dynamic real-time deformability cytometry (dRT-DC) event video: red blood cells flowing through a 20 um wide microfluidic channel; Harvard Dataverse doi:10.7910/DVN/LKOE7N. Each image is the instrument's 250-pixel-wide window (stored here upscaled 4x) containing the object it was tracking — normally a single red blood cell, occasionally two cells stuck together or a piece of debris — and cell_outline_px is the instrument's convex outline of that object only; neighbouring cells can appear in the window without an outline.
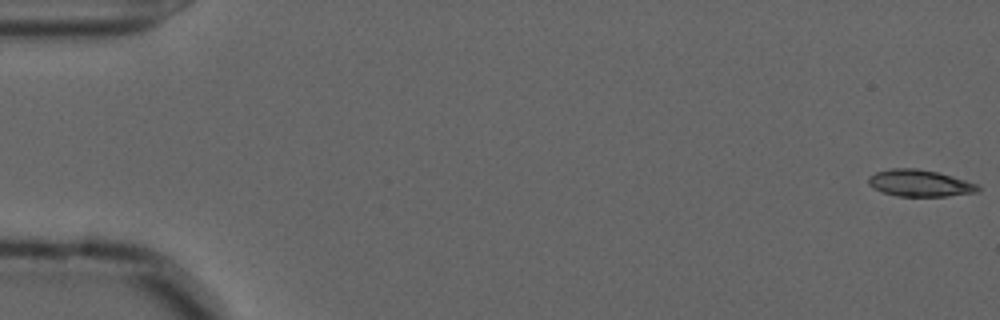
{"species": "common noctule bat (a hibernating species)", "species_latin": "Nyctalus noctula", "temperature_condition": "cold", "stored_images_in_passage": 9, "camera_frame_rate_fps": 3000, "um_per_image_px": 0.085, "animal": {"sex": "male", "forearm_length_mm": 52.5}, "frame": {"image": 1, "passage_image": 1, "time_ms": 0.0, "image_size_px": [1000, 320], "cell_outline_px": [[980, 188], [976, 192], [948, 196], [896, 196], [872, 188], [868, 184], [868, 176], [876, 172], [892, 168], [916, 168], [936, 172], [952, 176], [980, 184]], "centroid_in_image_um": [78.17, 15.57], "position_along_channel_um": 6.8, "area_um2": 17.11}}